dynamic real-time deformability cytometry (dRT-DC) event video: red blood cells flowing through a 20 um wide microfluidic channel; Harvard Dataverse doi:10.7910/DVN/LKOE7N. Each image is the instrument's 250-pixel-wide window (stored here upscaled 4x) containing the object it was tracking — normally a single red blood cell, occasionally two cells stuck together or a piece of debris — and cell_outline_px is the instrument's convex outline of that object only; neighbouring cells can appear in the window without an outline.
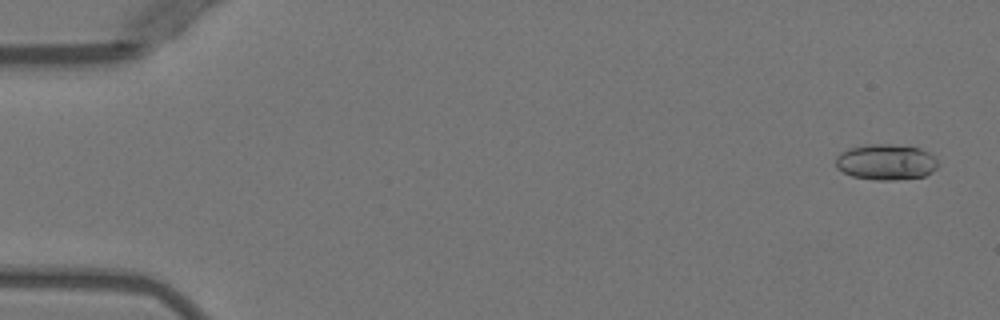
{"species": "Egyptian fruit bat (a non-hibernating species)", "species_latin": "Rousettus aegyptiacus", "temperature_condition": "warm", "stored_images_in_passage": 4, "camera_frame_rate_fps": 3000, "um_per_image_px": 0.085, "animal": {"sex": "female"}, "frame": {"image": 1, "passage_image": 1, "time_ms": 0.0, "image_size_px": [1000, 320], "cell_outline_px": [[936, 168], [932, 172], [924, 176], [892, 180], [876, 180], [852, 176], [836, 168], [836, 156], [840, 152], [848, 148], [868, 144], [892, 144], [920, 148], [936, 156]], "centroid_in_image_um": [75.29, 13.76], "position_along_channel_um": 9.7, "area_um2": 21.39}}
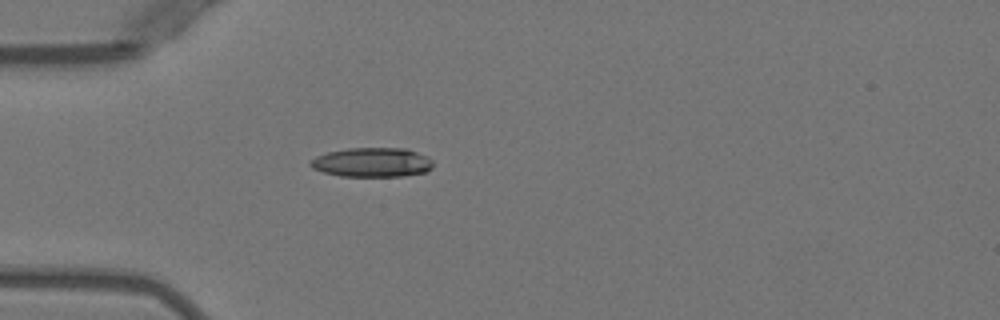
{"frame": {"image": 2, "passage_image": 4, "time_ms": 4.333, "image_size_px": [1000, 320], "cell_outline_px": [[432, 168], [424, 172], [404, 176], [340, 176], [324, 172], [312, 168], [308, 164], [316, 156], [328, 152], [348, 148], [408, 148], [428, 156], [432, 160]], "centroid_in_image_um": [31.65, 13.79], "position_along_channel_um": 53.4, "area_um2": 21.04}}